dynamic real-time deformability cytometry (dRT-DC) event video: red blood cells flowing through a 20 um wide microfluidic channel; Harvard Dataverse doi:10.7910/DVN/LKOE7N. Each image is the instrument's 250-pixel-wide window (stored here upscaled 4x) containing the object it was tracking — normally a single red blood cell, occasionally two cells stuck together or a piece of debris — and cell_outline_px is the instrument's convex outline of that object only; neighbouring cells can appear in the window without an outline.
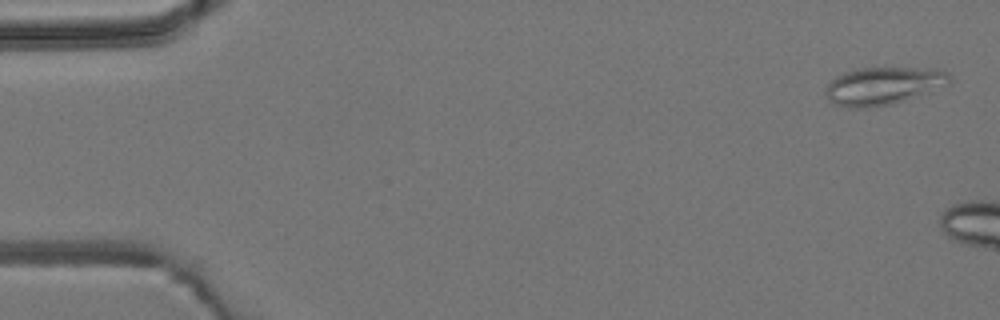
{"species": "common noctule bat (a hibernating species)", "species_latin": "Nyctalus noctula", "temperature_condition": "room temperature", "stored_images_in_passage": 3, "camera_frame_rate_fps": 3000, "um_per_image_px": 0.085, "animal": {"sex": "male", "body_mass_g": 19.2, "forearm_length_mm": 51.8}, "frame": {"image": 1, "passage_image": 1, "time_ms": 0.0, "image_size_px": [1000, 320], "cell_outline_px": [[952, 76], [948, 84], [928, 92], [904, 100], [888, 104], [868, 108], [848, 108], [836, 104], [824, 92], [828, 84], [836, 76], [844, 72], [860, 68], [884, 64], [936, 68], [948, 72]], "centroid_in_image_um": [75.13, 7.22], "position_along_channel_um": 9.9, "area_um2": 28.09}}